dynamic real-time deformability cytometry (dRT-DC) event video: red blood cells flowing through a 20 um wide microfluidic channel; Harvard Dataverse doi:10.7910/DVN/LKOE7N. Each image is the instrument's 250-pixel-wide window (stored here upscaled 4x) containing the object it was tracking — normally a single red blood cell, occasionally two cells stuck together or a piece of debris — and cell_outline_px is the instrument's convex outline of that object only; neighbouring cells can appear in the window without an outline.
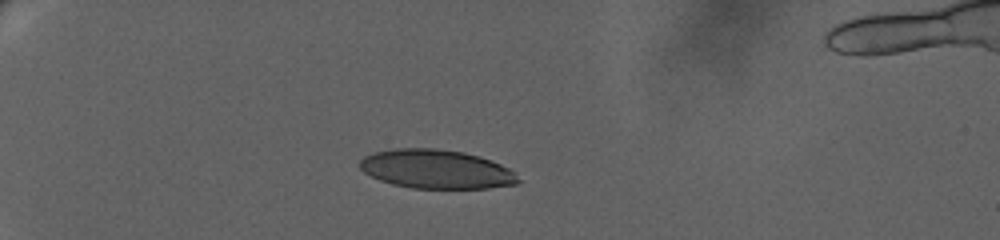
{"species": "human", "species_latin": "Homo sapiens", "temperature_condition": "warm", "stored_images_in_passage": 13, "camera_frame_rate_fps": 3000, "um_per_image_px": 0.085, "donor": {"sex": "female"}, "frame": {"image": 1, "passage_image": 2, "time_ms": 0.667, "image_size_px": [1000, 240], "cell_outline_px": [[520, 180], [516, 184], [488, 188], [412, 188], [392, 184], [380, 180], [364, 172], [360, 168], [360, 160], [364, 156], [376, 152], [396, 148], [436, 148], [464, 152], [480, 156], [500, 164], [508, 168]], "centroid_in_image_um": [37.07, 14.37], "position_along_channel_um": 47.9, "area_um2": 35.72}}
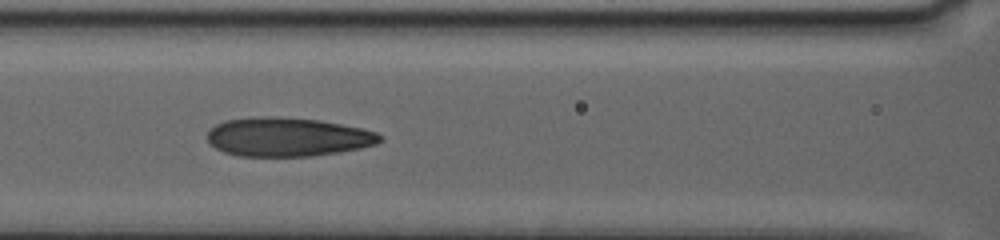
{"frame": {"image": 2, "passage_image": 12, "time_ms": 5.333, "image_size_px": [1000, 240], "cell_outline_px": [[384, 140], [376, 144], [360, 148], [312, 156], [240, 156], [224, 152], [216, 148], [208, 140], [208, 132], [216, 124], [228, 120], [260, 116], [276, 116], [320, 120], [360, 128], [376, 132], [384, 136]], "centroid_in_image_um": [24.47, 11.64], "position_along_channel_um": 142.1, "area_um2": 38.96}}
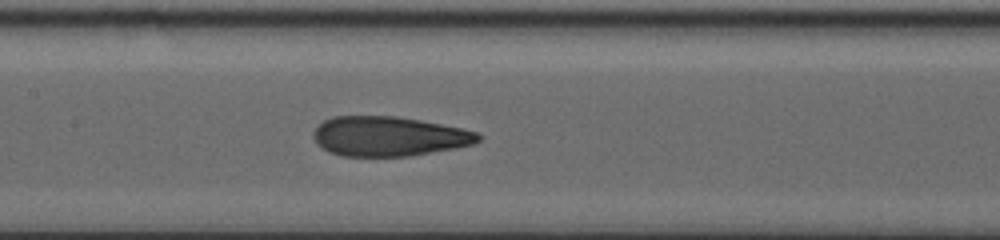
{"frame": {"image": 3, "passage_image": 13, "time_ms": 6.333, "image_size_px": [1000, 240], "cell_outline_px": [[480, 140], [472, 144], [452, 148], [408, 156], [344, 156], [328, 152], [316, 144], [312, 136], [316, 128], [324, 120], [336, 116], [396, 116], [420, 120], [460, 128], [476, 132], [480, 136]], "centroid_in_image_um": [32.99, 11.58], "position_along_channel_um": 174.4, "area_um2": 37.74}}